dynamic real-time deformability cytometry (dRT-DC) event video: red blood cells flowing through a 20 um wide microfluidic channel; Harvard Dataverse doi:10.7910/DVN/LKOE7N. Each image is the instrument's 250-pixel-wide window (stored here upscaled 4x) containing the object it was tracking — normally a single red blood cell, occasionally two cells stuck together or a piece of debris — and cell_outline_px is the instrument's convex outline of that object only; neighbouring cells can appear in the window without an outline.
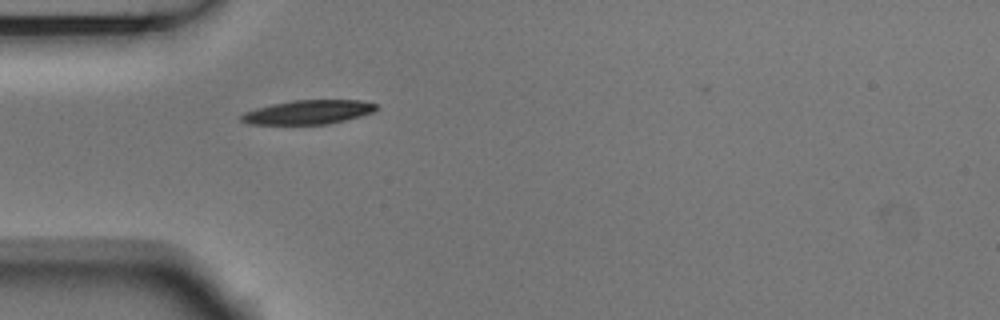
{"species": "Egyptian fruit bat (a non-hibernating species)", "species_latin": "Rousettus aegyptiacus", "temperature_condition": "room temperature", "stored_images_in_passage": 1, "camera_frame_rate_fps": 3000, "um_per_image_px": 0.085, "animal": {"sex": "male"}, "frame": {"image": 1, "passage_image": 1, "time_ms": 0.0, "image_size_px": [1000, 320], "cell_outline_px": [[380, 108], [372, 112], [360, 116], [328, 124], [248, 124], [240, 120], [240, 116], [244, 112], [256, 108], [272, 104], [292, 100], [360, 100], [376, 104]], "centroid_in_image_um": [26.19, 9.53], "position_along_channel_um": 58.8, "area_um2": 18.9}}